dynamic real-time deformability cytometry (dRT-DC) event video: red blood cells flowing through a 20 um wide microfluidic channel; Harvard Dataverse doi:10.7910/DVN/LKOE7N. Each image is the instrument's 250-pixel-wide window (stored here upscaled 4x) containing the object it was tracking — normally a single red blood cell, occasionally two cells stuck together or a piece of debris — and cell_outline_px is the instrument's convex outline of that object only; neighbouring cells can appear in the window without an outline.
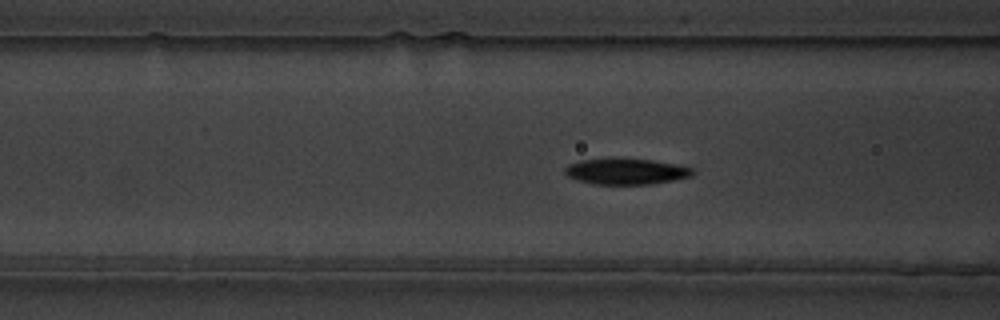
{"species": "common noctule bat (a hibernating species)", "species_latin": "Nyctalus noctula", "temperature_condition": "warm", "stored_images_in_passage": 39, "camera_frame_rate_fps": 3000, "um_per_image_px": 0.085, "animal": {"sex": "male", "body_mass_g": 19.5, "forearm_length_mm": 54.6}, "frame": {"image": 1, "passage_image": 4, "time_ms": 1.0, "image_size_px": [1000, 320], "cell_outline_px": [[696, 172], [692, 176], [652, 184], [592, 184], [576, 180], [568, 176], [564, 172], [564, 168], [568, 164], [580, 160], [652, 160], [676, 164], [696, 168]], "centroid_in_image_um": [53.25, 14.6], "position_along_channel_um": 113.3, "area_um2": 19.02}}
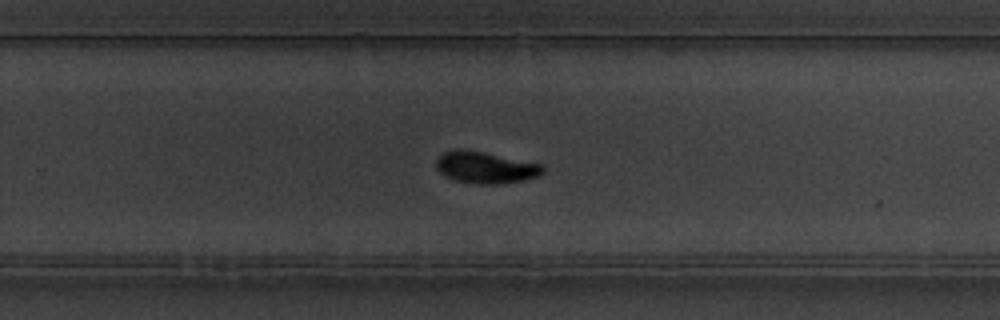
{"frame": {"image": 2, "passage_image": 19, "time_ms": 6.0, "image_size_px": [1000, 320], "cell_outline_px": [[544, 172], [536, 176], [524, 180], [500, 184], [476, 184], [456, 180], [440, 172], [436, 168], [436, 160], [444, 152], [452, 148], [460, 148], [544, 164]], "centroid_in_image_um": [41.27, 14.23], "position_along_channel_um": 288.5, "area_um2": 19.59}}
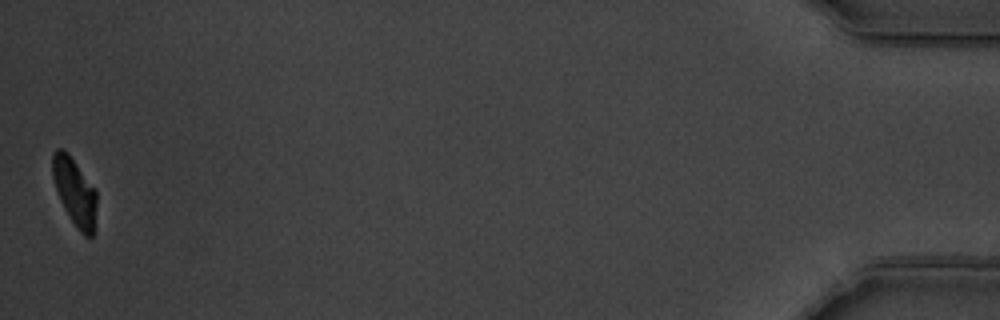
{"frame": {"image": 3, "passage_image": 39, "time_ms": 12.667, "image_size_px": [1000, 320], "cell_outline_px": [[96, 204], [92, 236], [84, 236], [76, 228], [64, 208], [60, 200], [52, 176], [52, 152], [56, 148], [64, 148], [68, 152], [96, 188]], "centroid_in_image_um": [6.33, 16.24], "position_along_channel_um": 428.9, "area_um2": 17.46}}